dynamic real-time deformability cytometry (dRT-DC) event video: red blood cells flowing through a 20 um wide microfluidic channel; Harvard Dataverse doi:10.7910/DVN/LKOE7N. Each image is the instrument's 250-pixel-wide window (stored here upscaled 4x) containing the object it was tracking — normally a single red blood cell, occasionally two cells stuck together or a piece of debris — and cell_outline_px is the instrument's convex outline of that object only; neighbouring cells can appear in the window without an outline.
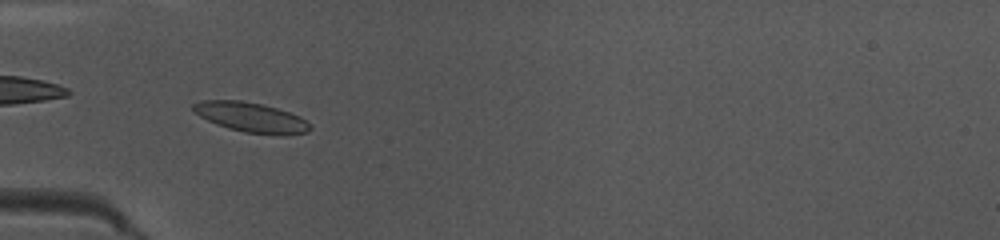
{"species": "common noctule bat (a hibernating species)", "species_latin": "Nyctalus noctula", "temperature_condition": "warm", "stored_images_in_passage": 37, "camera_frame_rate_fps": 3000, "um_per_image_px": 0.085, "animal": {"sex": "female", "body_mass_g": 10.0, "forearm_length_mm": 53.1}, "frame": {"image": 1, "passage_image": 4, "time_ms": 1.0, "image_size_px": [1000, 240], "cell_outline_px": [[312, 128], [308, 132], [288, 136], [244, 132], [228, 128], [216, 124], [200, 116], [192, 108], [192, 104], [204, 100], [240, 100], [260, 104], [276, 108], [300, 116]], "centroid_in_image_um": [21.36, 9.99], "position_along_channel_um": 63.6, "area_um2": 20.17}}
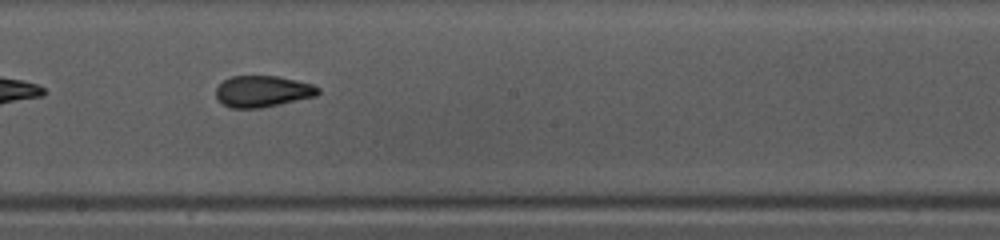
{"frame": {"image": 2, "passage_image": 16, "time_ms": 5.0, "image_size_px": [1000, 240], "cell_outline_px": [[320, 92], [316, 96], [260, 108], [232, 108], [224, 104], [216, 96], [216, 88], [224, 80], [232, 76], [276, 76], [296, 80], [312, 84], [320, 88]], "centroid_in_image_um": [22.34, 7.76], "position_along_channel_um": 225.9, "area_um2": 18.5}}
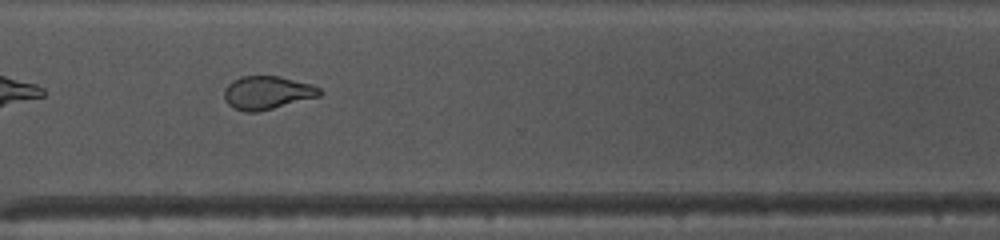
{"frame": {"image": 3, "passage_image": 25, "time_ms": 8.0, "image_size_px": [1000, 240], "cell_outline_px": [[324, 92], [320, 96], [256, 112], [244, 112], [232, 108], [224, 100], [224, 88], [232, 80], [240, 76], [280, 76], [312, 84], [320, 88]], "centroid_in_image_um": [22.69, 7.87], "position_along_channel_um": 347.9, "area_um2": 18.67}, "authors_computed_cell_mechanics": {"area_um2": 18.9006, "velocity_mm_per_s": 4.0868, "shape_relaxation_time_tau1_ms": 10.2019, "shape_relaxation_time_tau2_ms": 1.7008, "deformation_change_tau1": 0.2077, "deformation_change_tau2": 0.0685}}